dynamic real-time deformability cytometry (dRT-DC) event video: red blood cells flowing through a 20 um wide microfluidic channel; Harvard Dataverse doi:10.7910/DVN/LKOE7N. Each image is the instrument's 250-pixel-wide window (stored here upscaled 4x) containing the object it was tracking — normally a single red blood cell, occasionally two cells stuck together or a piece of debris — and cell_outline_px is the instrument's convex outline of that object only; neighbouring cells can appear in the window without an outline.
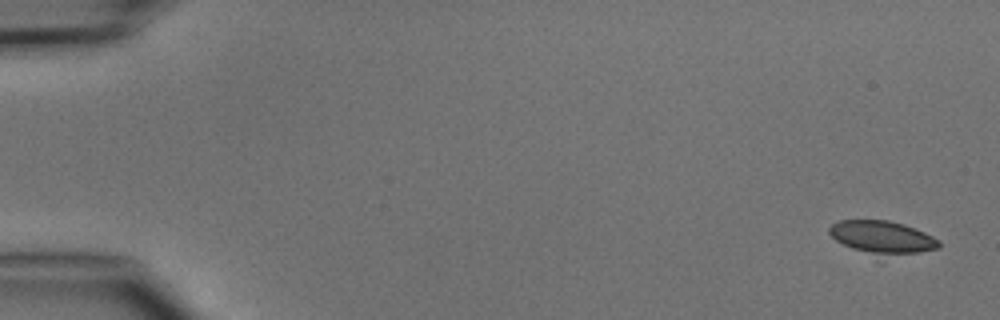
{"species": "common noctule bat (a hibernating species)", "species_latin": "Nyctalus noctula", "temperature_condition": "cold", "stored_images_in_passage": 5, "segment_of_instrument_passage": [1, 2], "camera_frame_rate_fps": 3000, "um_per_image_px": 0.085, "animal": {"sex": "male", "body_mass_g": 15.6}, "frame": {"image": 1, "passage_image": 1, "time_ms": 0.0, "image_size_px": [1000, 320], "cell_outline_px": [[940, 248], [920, 252], [872, 252], [852, 248], [836, 240], [828, 232], [828, 228], [832, 224], [840, 220], [888, 220], [904, 224], [924, 232], [940, 240]], "centroid_in_image_um": [74.99, 20.1], "position_along_channel_um": 10.0, "area_um2": 19.94}}